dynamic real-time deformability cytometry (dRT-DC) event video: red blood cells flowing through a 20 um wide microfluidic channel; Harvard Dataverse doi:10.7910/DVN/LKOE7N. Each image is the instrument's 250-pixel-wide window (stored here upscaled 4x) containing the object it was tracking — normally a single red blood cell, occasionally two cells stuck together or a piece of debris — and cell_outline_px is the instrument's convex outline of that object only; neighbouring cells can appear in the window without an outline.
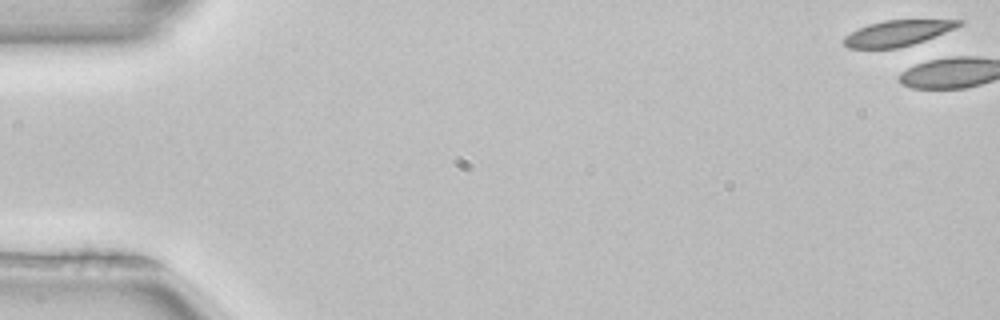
{"species": "common noctule bat (a hibernating species)", "species_latin": "Nyctalus noctula", "temperature_condition": "room temperature", "stored_images_in_passage": 3, "camera_frame_rate_fps": 3000, "um_per_image_px": 0.085, "animal": {"sex": "female", "body_mass_g": 22.7, "forearm_length_mm": 54.2}, "frame": {"image": 1, "passage_image": 1, "time_ms": 0.0, "image_size_px": [1000, 320], "cell_outline_px": [[964, 24], [956, 28], [924, 40], [912, 44], [896, 48], [848, 48], [844, 44], [844, 36], [868, 24], [884, 20], [964, 20]], "centroid_in_image_um": [76.31, 2.81], "position_along_channel_um": 8.7, "area_um2": 16.99}}